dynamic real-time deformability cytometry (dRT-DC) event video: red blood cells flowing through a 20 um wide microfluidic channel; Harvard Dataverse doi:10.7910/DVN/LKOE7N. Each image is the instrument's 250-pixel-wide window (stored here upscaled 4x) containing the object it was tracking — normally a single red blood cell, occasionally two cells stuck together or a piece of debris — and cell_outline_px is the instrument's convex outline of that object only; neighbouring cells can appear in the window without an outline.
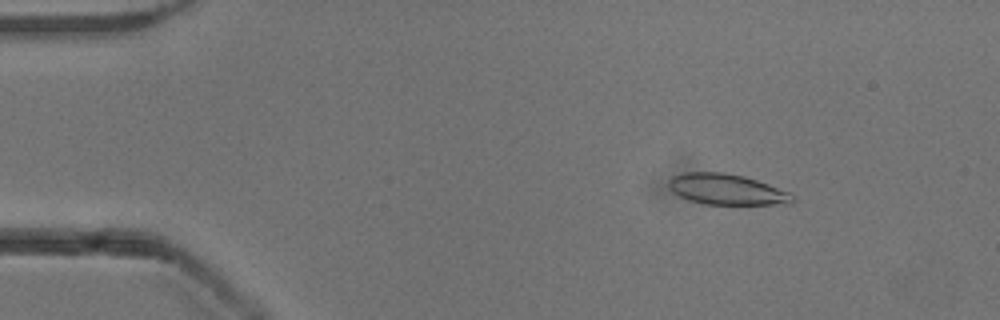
{"species": "common noctule bat (a hibernating species)", "species_latin": "Nyctalus noctula", "temperature_condition": "cold", "stored_images_in_passage": 53, "camera_frame_rate_fps": 3000, "um_per_image_px": 0.085, "animal": {"sex": "male", "body_mass_g": 13.3}, "frame": {"image": 1, "passage_image": 8, "time_ms": 2.333, "image_size_px": [1000, 320], "cell_outline_px": [[796, 200], [792, 204], [704, 204], [688, 200], [672, 192], [668, 188], [668, 180], [672, 176], [684, 172], [724, 172], [744, 176], [768, 184], [788, 192], [796, 196]], "centroid_in_image_um": [61.76, 16.1], "position_along_channel_um": 23.2, "area_um2": 22.37}}
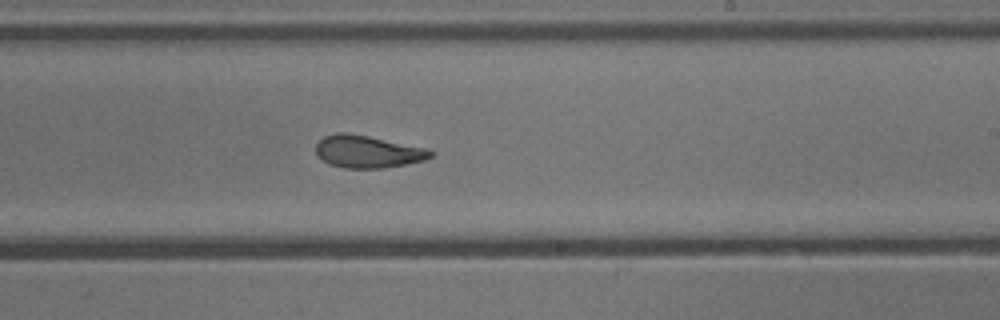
{"frame": {"image": 2, "passage_image": 32, "time_ms": 10.333, "image_size_px": [1000, 320], "cell_outline_px": [[436, 152], [432, 156], [424, 160], [384, 168], [344, 168], [332, 164], [324, 160], [316, 152], [316, 144], [324, 136], [336, 132], [348, 132], [428, 148]], "centroid_in_image_um": [31.28, 12.87], "position_along_channel_um": 257.7, "area_um2": 21.56}}
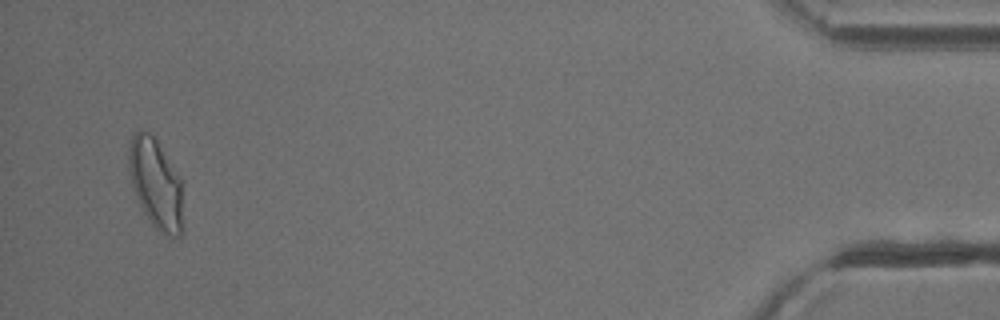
{"frame": {"image": 3, "passage_image": 51, "time_ms": 16.667, "image_size_px": [1000, 320], "cell_outline_px": [[180, 236], [172, 236], [160, 232], [152, 224], [144, 212], [132, 188], [128, 168], [128, 148], [132, 136], [140, 128], [148, 132], [156, 140], [180, 180]], "centroid_in_image_um": [13.16, 15.56], "position_along_channel_um": 422.0, "area_um2": 27.34}, "authors_computed_cell_mechanics": {"area_um2": 22.3686, "velocity_mm_per_s": 3.9092, "shape_relaxation_time_tau1_ms": 8.0742, "shape_relaxation_time_tau2_ms": 1.8331, "deformation_change_tau1": 0.2041, "deformation_change_tau2": 0.0929}}